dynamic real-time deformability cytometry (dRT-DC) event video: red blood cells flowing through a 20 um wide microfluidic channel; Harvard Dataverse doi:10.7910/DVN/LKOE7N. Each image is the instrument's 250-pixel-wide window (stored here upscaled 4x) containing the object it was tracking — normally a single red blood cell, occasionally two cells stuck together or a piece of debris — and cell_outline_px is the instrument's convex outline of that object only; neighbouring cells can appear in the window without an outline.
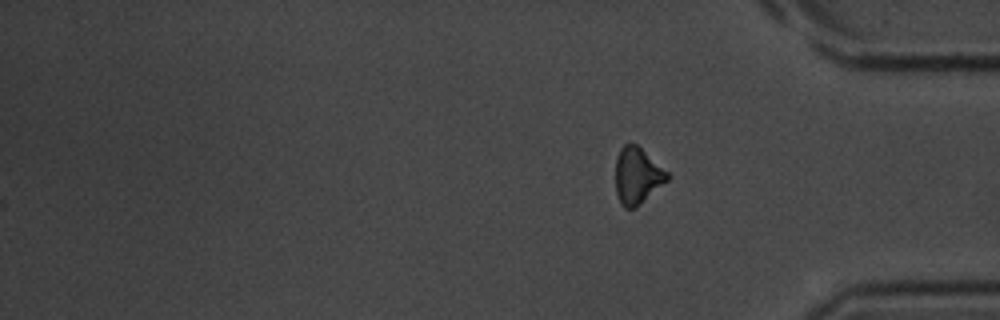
{"species": "common noctule bat (a hibernating species)", "species_latin": "Nyctalus noctula", "temperature_condition": "room temperature", "stored_images_in_passage": 43, "segment_of_instrument_passage": [2, 2], "camera_frame_rate_fps": 3000, "um_per_image_px": 0.085, "animal": {"sex": "male", "body_mass_g": 20.1, "forearm_length_mm": 53.5}, "frame": {"image": 1, "passage_image": 43, "time_ms": 14.0, "image_size_px": [1000, 320], "cell_outline_px": [[672, 176], [668, 180], [636, 208], [624, 208], [620, 204], [616, 192], [616, 160], [620, 148], [624, 144], [636, 144], [668, 172]], "centroid_in_image_um": [54.17, 14.96], "position_along_channel_um": 381.0, "area_um2": 16.99}}